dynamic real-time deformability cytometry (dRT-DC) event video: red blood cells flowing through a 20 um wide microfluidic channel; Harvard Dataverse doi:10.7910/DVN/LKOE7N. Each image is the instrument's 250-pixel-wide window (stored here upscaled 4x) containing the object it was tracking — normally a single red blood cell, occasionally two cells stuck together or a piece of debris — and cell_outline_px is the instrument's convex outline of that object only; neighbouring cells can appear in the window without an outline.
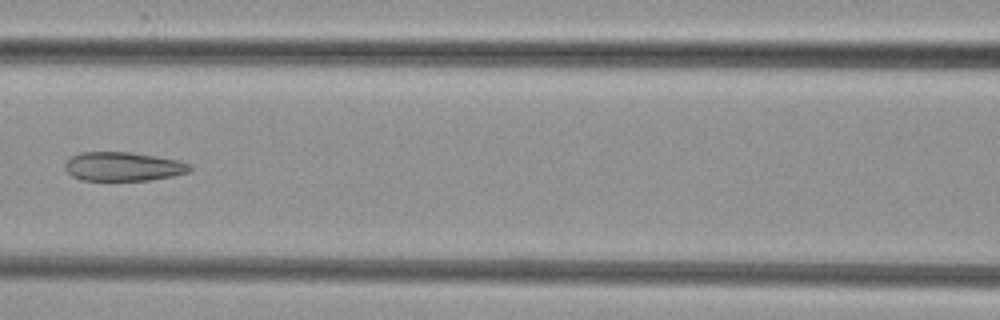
{"species": "common noctule bat (a hibernating species)", "species_latin": "Nyctalus noctula", "temperature_condition": "cold", "stored_images_in_passage": 8, "camera_frame_rate_fps": 3000, "um_per_image_px": 0.085, "animal": {"sex": "female", "body_mass_g": 29.2, "forearm_length_mm": 56.3}, "frame": {"image": 1, "passage_image": 8, "time_ms": 9.0, "image_size_px": [1000, 320], "cell_outline_px": [[192, 168], [188, 172], [172, 176], [148, 180], [80, 180], [72, 176], [64, 168], [64, 164], [72, 156], [80, 152], [132, 152], [156, 156], [176, 160], [192, 164]], "centroid_in_image_um": [10.46, 14.15], "position_along_channel_um": 156.1, "area_um2": 21.04}}